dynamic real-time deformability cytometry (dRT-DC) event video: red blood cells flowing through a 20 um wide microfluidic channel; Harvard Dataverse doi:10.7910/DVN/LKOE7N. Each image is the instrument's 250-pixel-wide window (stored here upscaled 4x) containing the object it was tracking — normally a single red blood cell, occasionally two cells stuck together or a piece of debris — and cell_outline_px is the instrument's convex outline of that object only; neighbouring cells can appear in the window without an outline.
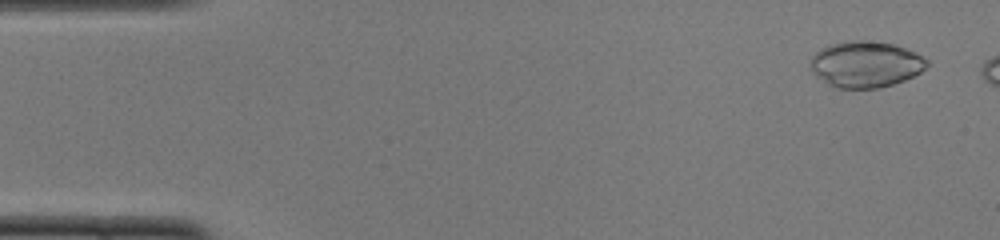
{"species": "common noctule bat (a hibernating species)", "species_latin": "Nyctalus noctula", "temperature_condition": "cold", "stored_images_in_passage": 45, "camera_frame_rate_fps": 3000, "um_per_image_px": 0.085, "animal": {"sex": "female", "body_mass_g": 22.0, "forearm_length_mm": 56.7}, "frame": {"image": 1, "passage_image": 3, "time_ms": 0.667, "image_size_px": [1000, 240], "cell_outline_px": [[928, 64], [920, 72], [904, 80], [880, 88], [832, 88], [816, 76], [812, 72], [812, 56], [820, 48], [828, 44], [856, 40], [864, 40], [892, 44], [904, 48], [924, 56], [928, 60]], "centroid_in_image_um": [73.56, 5.47], "position_along_channel_um": 11.4, "area_um2": 31.27}}
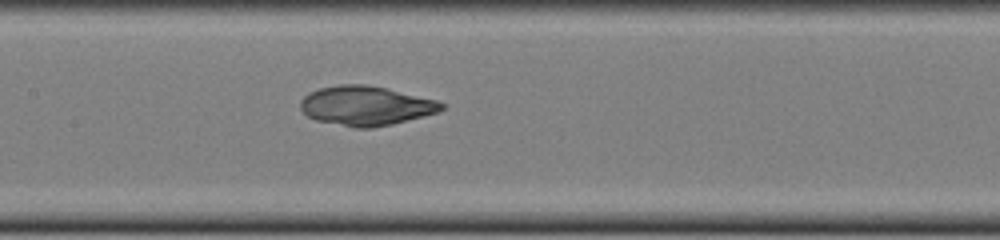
{"frame": {"image": 2, "passage_image": 24, "time_ms": 7.667, "image_size_px": [1000, 240], "cell_outline_px": [[444, 108], [436, 112], [424, 116], [392, 124], [372, 128], [352, 128], [316, 120], [308, 116], [300, 108], [300, 100], [308, 92], [320, 88], [340, 84], [368, 84], [436, 100], [444, 104]], "centroid_in_image_um": [31.05, 8.99], "position_along_channel_um": 176.3, "area_um2": 32.37}}
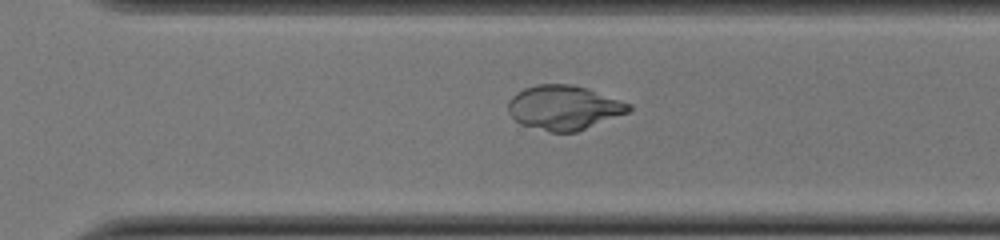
{"frame": {"image": 3, "passage_image": 35, "time_ms": 11.333, "image_size_px": [1000, 240], "cell_outline_px": [[632, 108], [628, 112], [576, 132], [548, 132], [520, 124], [508, 112], [508, 100], [516, 92], [524, 88], [536, 84], [572, 84], [588, 88], [632, 104]], "centroid_in_image_um": [47.91, 9.13], "position_along_channel_um": 322.7, "area_um2": 31.33}}